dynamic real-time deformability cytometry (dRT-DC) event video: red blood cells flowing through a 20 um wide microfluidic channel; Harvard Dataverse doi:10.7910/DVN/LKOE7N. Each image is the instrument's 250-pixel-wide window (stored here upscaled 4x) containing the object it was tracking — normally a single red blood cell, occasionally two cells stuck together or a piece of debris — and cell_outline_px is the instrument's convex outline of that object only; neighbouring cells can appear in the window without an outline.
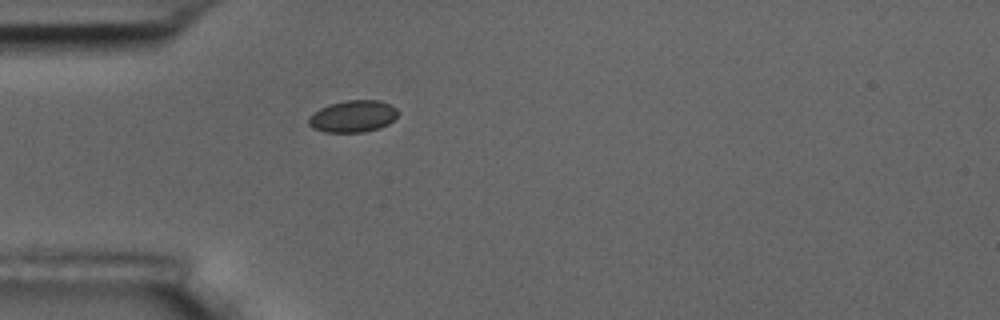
{"species": "common noctule bat (a hibernating species)", "species_latin": "Nyctalus noctula", "temperature_condition": "room temperature", "stored_images_in_passage": 1, "camera_frame_rate_fps": 3000, "um_per_image_px": 0.085, "animal": {"sex": "male", "body_mass_g": 17.5, "forearm_length_mm": 52.3}, "frame": {"image": 1, "passage_image": 1, "time_ms": 0.0, "image_size_px": [1000, 320], "cell_outline_px": [[400, 112], [388, 124], [380, 128], [364, 132], [324, 132], [312, 128], [308, 124], [308, 120], [320, 108], [328, 104], [344, 100], [380, 100], [396, 108]], "centroid_in_image_um": [30.01, 9.88], "position_along_channel_um": 55.0, "area_um2": 16.59}}